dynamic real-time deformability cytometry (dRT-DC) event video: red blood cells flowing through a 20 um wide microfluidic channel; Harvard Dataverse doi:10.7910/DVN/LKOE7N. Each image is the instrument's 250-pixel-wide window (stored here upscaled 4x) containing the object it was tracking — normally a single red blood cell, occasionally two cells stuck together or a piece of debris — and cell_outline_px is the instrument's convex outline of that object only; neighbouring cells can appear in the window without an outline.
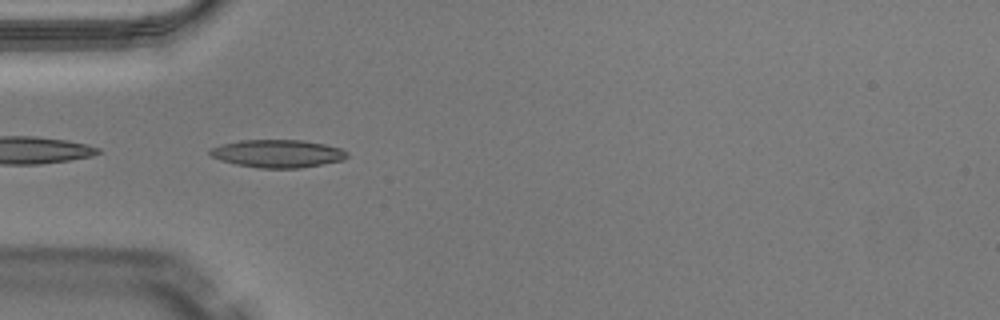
{"species": "Egyptian fruit bat (a non-hibernating species)", "species_latin": "Rousettus aegyptiacus", "temperature_condition": "warm", "stored_images_in_passage": 35, "camera_frame_rate_fps": 3000, "um_per_image_px": 0.085, "animal": {"sex": "male"}, "frame": {"image": 1, "passage_image": 1, "time_ms": 0.0, "image_size_px": [1000, 320], "cell_outline_px": [[348, 156], [344, 160], [300, 168], [260, 168], [236, 164], [220, 160], [212, 156], [208, 152], [212, 148], [220, 144], [240, 140], [304, 140], [324, 144], [340, 148], [348, 152]], "centroid_in_image_um": [23.61, 13.05], "position_along_channel_um": 61.4, "area_um2": 22.25}, "authors_computed_cell_mechanics": {"area_um2": 21.8484, "velocity_mm_per_s": 4.0676, "shape_relaxation_time_tau1_ms": null, "shape_relaxation_time_tau2_ms": 1.5832, "deformation_change_tau1": null, "deformation_change_tau2": 0.0994}}